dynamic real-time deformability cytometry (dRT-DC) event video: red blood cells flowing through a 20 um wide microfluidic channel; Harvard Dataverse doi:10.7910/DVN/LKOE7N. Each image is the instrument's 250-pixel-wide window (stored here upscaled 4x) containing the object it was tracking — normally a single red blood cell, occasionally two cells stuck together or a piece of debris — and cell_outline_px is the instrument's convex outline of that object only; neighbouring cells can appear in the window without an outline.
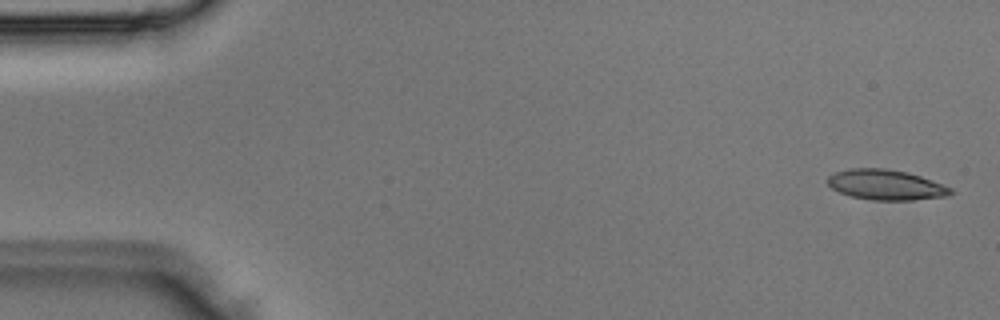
{"species": "Egyptian fruit bat (a non-hibernating species)", "species_latin": "Rousettus aegyptiacus", "temperature_condition": "room temperature", "stored_images_in_passage": 4, "camera_frame_rate_fps": 3000, "um_per_image_px": 0.085, "animal": {"sex": "male"}, "frame": {"image": 1, "passage_image": 1, "time_ms": 0.0, "image_size_px": [1000, 320], "cell_outline_px": [[956, 192], [948, 196], [912, 200], [872, 200], [852, 196], [840, 192], [832, 188], [828, 184], [828, 176], [836, 172], [848, 168], [884, 168], [908, 172], [920, 176], [952, 188]], "centroid_in_image_um": [75.33, 15.71], "position_along_channel_um": 9.7, "area_um2": 21.68}}